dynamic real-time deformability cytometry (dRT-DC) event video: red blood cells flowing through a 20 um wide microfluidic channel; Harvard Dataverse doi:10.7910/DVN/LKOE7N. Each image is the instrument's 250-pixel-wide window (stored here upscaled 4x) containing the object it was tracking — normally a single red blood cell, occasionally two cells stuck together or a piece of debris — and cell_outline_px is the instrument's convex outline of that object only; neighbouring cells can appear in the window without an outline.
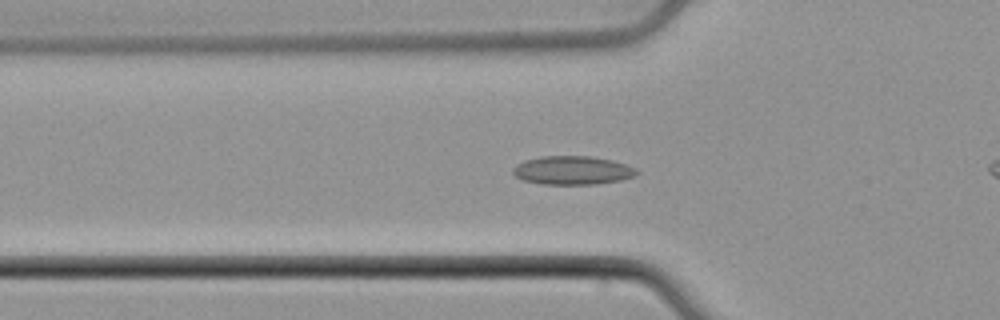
{"species": "common noctule bat (a hibernating species)", "species_latin": "Nyctalus noctula", "temperature_condition": "cold", "stored_images_in_passage": 32, "camera_frame_rate_fps": 3000, "um_per_image_px": 0.085, "animal": {"sex": "male", "body_mass_g": 21.5, "forearm_length_mm": 52.0}, "frame": {"image": 1, "passage_image": 3, "time_ms": 0.667, "image_size_px": [1000, 320], "cell_outline_px": [[640, 172], [636, 176], [620, 180], [596, 184], [540, 184], [524, 180], [516, 176], [512, 172], [512, 168], [524, 160], [540, 156], [592, 156], [612, 160], [628, 164], [636, 168]], "centroid_in_image_um": [48.7, 14.47], "position_along_channel_um": 77.1, "area_um2": 20.81}}
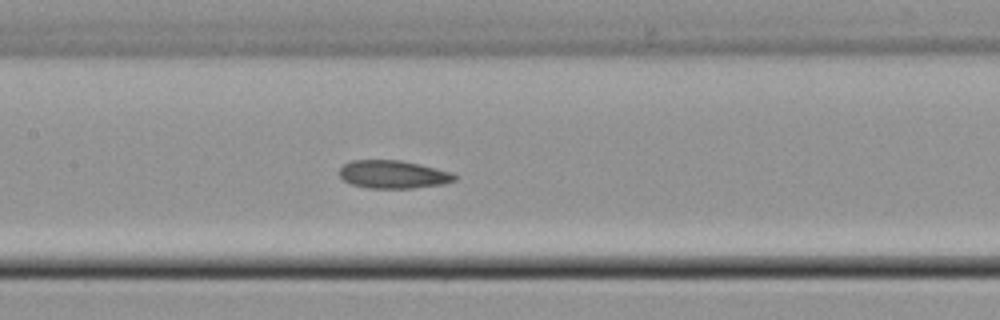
{"frame": {"image": 2, "passage_image": 10, "time_ms": 3.0, "image_size_px": [1000, 320], "cell_outline_px": [[456, 180], [444, 184], [412, 188], [368, 188], [352, 184], [344, 180], [340, 176], [340, 168], [344, 164], [352, 160], [400, 160], [420, 164], [452, 172], [456, 176]], "centroid_in_image_um": [33.44, 14.82], "position_along_channel_um": 174.0, "area_um2": 18.79}}
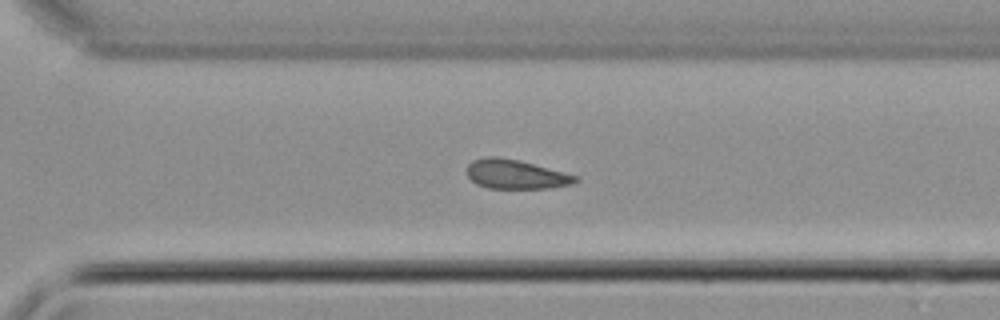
{"frame": {"image": 3, "passage_image": 21, "time_ms": 6.667, "image_size_px": [1000, 320], "cell_outline_px": [[580, 180], [572, 184], [548, 188], [488, 188], [476, 184], [468, 176], [468, 164], [472, 160], [484, 156], [496, 156], [520, 160], [576, 176]], "centroid_in_image_um": [43.8, 14.8], "position_along_channel_um": 326.8, "area_um2": 18.38}}